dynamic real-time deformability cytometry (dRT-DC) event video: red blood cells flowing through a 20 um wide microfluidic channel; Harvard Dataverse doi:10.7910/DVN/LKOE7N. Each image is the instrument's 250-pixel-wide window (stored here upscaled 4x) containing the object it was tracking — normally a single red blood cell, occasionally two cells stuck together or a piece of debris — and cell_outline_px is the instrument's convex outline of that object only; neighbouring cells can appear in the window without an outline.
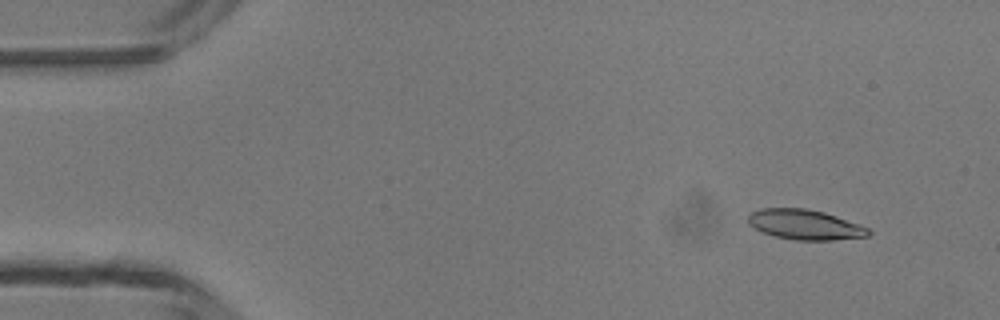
{"species": "common noctule bat (a hibernating species)", "species_latin": "Nyctalus noctula", "temperature_condition": "room temperature", "stored_images_in_passage": 5, "camera_frame_rate_fps": 3000, "um_per_image_px": 0.085, "animal": {"sex": "male", "body_mass_g": 13.3}, "frame": {"image": 1, "passage_image": 1, "time_ms": 0.0, "image_size_px": [1000, 320], "cell_outline_px": [[872, 232], [868, 236], [832, 240], [796, 240], [776, 236], [764, 232], [748, 224], [748, 216], [752, 212], [760, 208], [808, 208], [824, 212], [836, 216], [868, 228]], "centroid_in_image_um": [68.42, 19.08], "position_along_channel_um": 16.6, "area_um2": 20.87}}
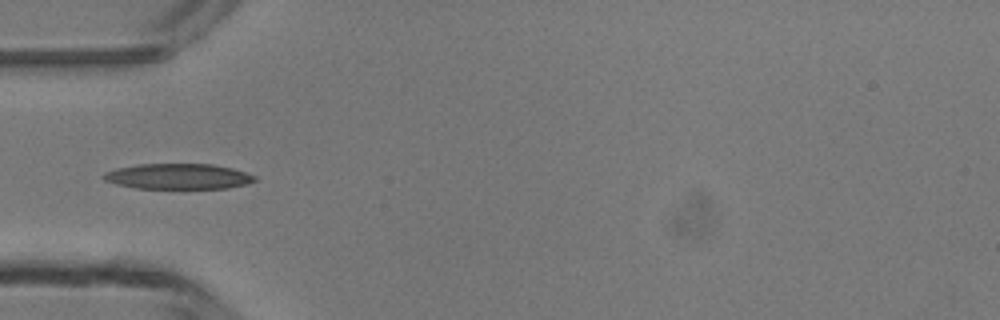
{"frame": {"image": 2, "passage_image": 4, "time_ms": 3.667, "image_size_px": [1000, 320], "cell_outline_px": [[256, 180], [248, 184], [228, 188], [136, 188], [116, 184], [104, 180], [100, 176], [104, 172], [116, 168], [140, 164], [212, 164], [232, 168], [256, 176]], "centroid_in_image_um": [15.12, 14.99], "position_along_channel_um": 69.9, "area_um2": 22.48}}
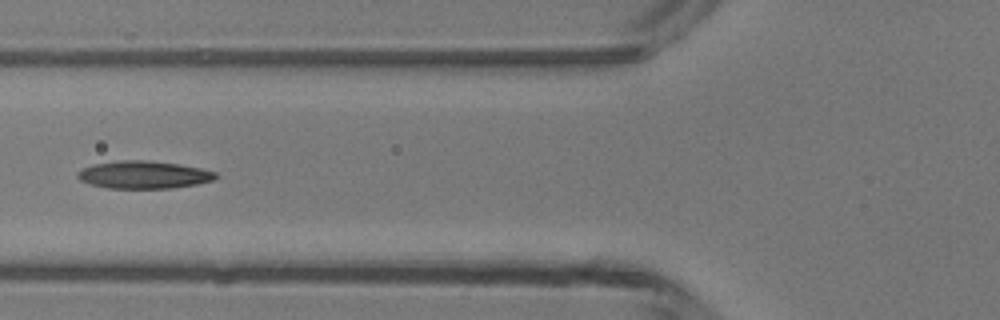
{"frame": {"image": 3, "passage_image": 5, "time_ms": 4.667, "image_size_px": [1000, 320], "cell_outline_px": [[220, 176], [212, 180], [196, 184], [172, 188], [108, 188], [92, 184], [80, 180], [76, 176], [76, 172], [92, 164], [120, 160], [148, 160], [180, 164], [200, 168], [216, 172]], "centroid_in_image_um": [12.22, 14.84], "position_along_channel_um": 113.6, "area_um2": 22.25}}